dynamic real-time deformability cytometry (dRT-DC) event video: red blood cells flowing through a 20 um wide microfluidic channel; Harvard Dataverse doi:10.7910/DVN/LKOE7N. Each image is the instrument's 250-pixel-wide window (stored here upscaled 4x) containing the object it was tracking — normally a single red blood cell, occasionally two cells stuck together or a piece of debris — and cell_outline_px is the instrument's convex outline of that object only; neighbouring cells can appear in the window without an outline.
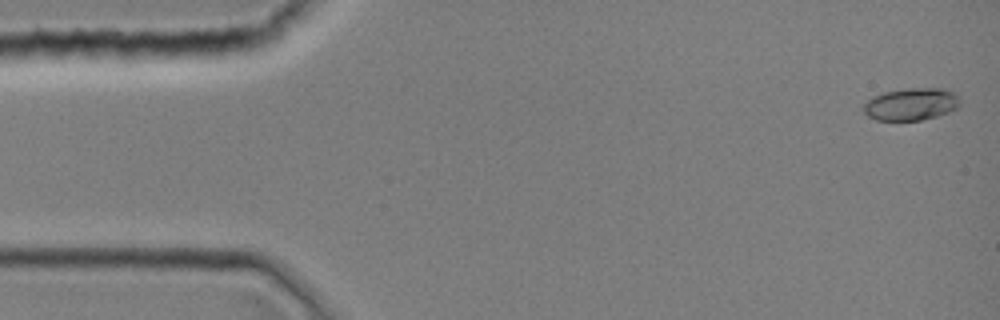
{"species": "common noctule bat (a hibernating species)", "species_latin": "Nyctalus noctula", "temperature_condition": "room temperature", "stored_images_in_passage": 2, "camera_frame_rate_fps": 3000, "um_per_image_px": 0.085, "animal": {"sex": "female", "body_mass_g": 19.0, "forearm_length_mm": 51.5}, "frame": {"image": 1, "passage_image": 1, "time_ms": 0.0, "image_size_px": [1000, 320], "cell_outline_px": [[960, 104], [956, 108], [948, 112], [936, 116], [920, 120], [876, 120], [868, 116], [860, 108], [872, 96], [884, 92], [908, 88], [944, 88], [952, 92], [960, 100]], "centroid_in_image_um": [77.41, 8.85], "position_along_channel_um": 7.6, "area_um2": 18.15}}